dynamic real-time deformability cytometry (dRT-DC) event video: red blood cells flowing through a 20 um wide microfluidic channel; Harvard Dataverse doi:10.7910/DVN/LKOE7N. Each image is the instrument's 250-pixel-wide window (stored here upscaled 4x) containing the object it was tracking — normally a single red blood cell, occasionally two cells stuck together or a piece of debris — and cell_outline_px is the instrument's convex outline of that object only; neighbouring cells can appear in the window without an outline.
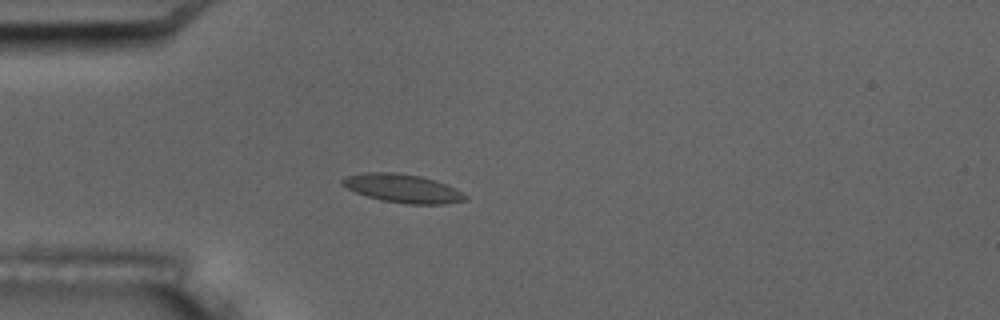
{"species": "common noctule bat (a hibernating species)", "species_latin": "Nyctalus noctula", "temperature_condition": "room temperature", "stored_images_in_passage": 15, "camera_frame_rate_fps": 3000, "um_per_image_px": 0.085, "animal": {"sex": "male", "body_mass_g": 17.5, "forearm_length_mm": 52.3}, "frame": {"image": 1, "passage_image": 3, "time_ms": 3.333, "image_size_px": [1000, 320], "cell_outline_px": [[468, 200], [444, 204], [408, 204], [380, 200], [356, 192], [340, 184], [340, 180], [348, 176], [364, 172], [396, 172], [420, 176], [436, 180], [456, 188], [468, 196]], "centroid_in_image_um": [34.26, 16.01], "position_along_channel_um": 50.7, "area_um2": 20.52}}
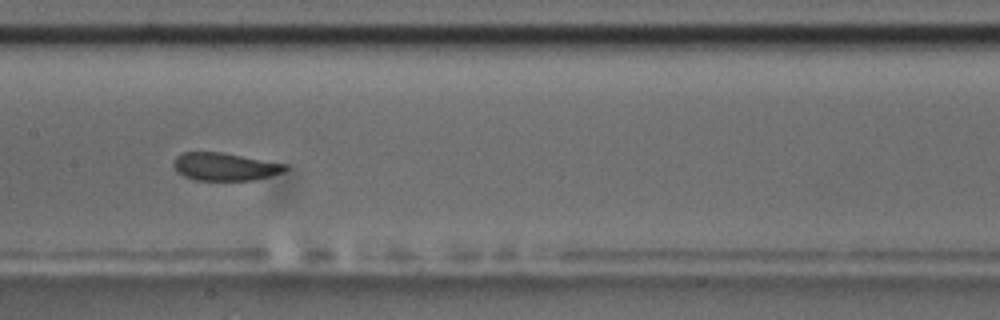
{"frame": {"image": 2, "passage_image": 7, "time_ms": 7.667, "image_size_px": [1000, 320], "cell_outline_px": [[288, 168], [284, 172], [252, 180], [196, 180], [184, 176], [176, 172], [172, 164], [172, 160], [180, 152], [220, 152], [288, 164]], "centroid_in_image_um": [19.07, 14.16], "position_along_channel_um": 188.3, "area_um2": 18.21}, "authors_computed_cell_mechanics": {"area_um2": 19.7676, "velocity_mm_per_s": 3.4389, "shape_relaxation_time_tau1_ms": null, "shape_relaxation_time_tau2_ms": 0.9487, "deformation_change_tau1": null, "deformation_change_tau2": 0.0618}}